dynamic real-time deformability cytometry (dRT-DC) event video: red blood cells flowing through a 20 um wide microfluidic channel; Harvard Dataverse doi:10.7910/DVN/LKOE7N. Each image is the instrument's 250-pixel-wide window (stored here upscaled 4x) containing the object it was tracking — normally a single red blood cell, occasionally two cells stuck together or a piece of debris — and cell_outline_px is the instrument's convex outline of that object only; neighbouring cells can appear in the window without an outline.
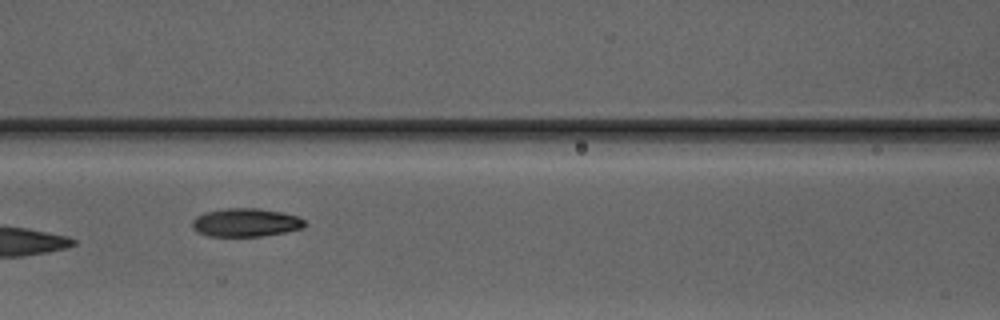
{"species": "Egyptian fruit bat (a non-hibernating species)", "species_latin": "Rousettus aegyptiacus", "temperature_condition": "warm", "stored_images_in_passage": 8, "camera_frame_rate_fps": 3000, "um_per_image_px": 0.085, "animal": {"sex": "male"}, "frame": {"image": 1, "passage_image": 6, "time_ms": 7.0, "image_size_px": [1000, 320], "cell_outline_px": [[308, 224], [304, 228], [284, 232], [260, 236], [208, 236], [192, 228], [192, 220], [196, 216], [204, 212], [228, 208], [260, 208], [280, 212], [296, 216], [304, 220]], "centroid_in_image_um": [20.89, 18.91], "position_along_channel_um": 145.7, "area_um2": 18.55}}
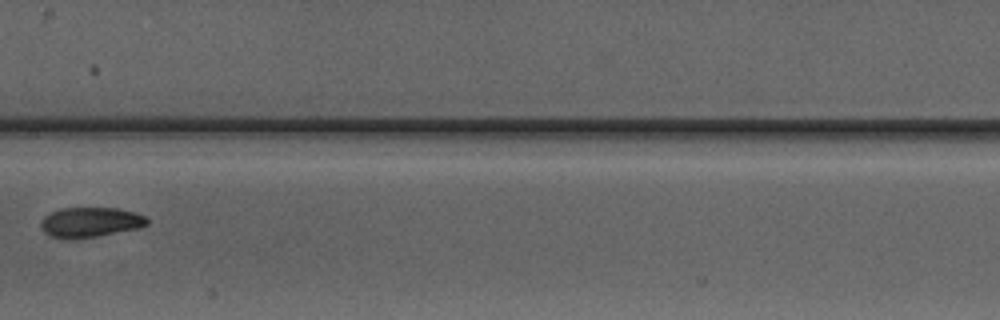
{"frame": {"image": 2, "passage_image": 7, "time_ms": 8.333, "image_size_px": [1000, 320], "cell_outline_px": [[148, 224], [140, 228], [96, 236], [68, 240], [52, 236], [44, 232], [40, 228], [40, 220], [44, 216], [60, 208], [116, 208], [136, 212], [144, 216], [148, 220]], "centroid_in_image_um": [7.65, 18.89], "position_along_channel_um": 199.7, "area_um2": 18.67}}
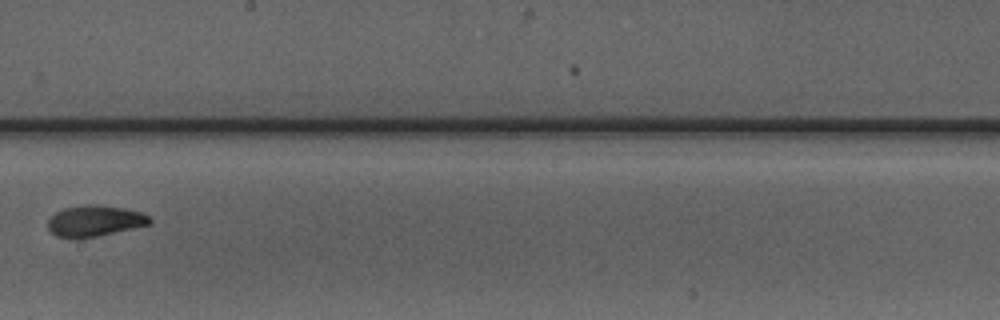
{"frame": {"image": 3, "passage_image": 8, "time_ms": 9.333, "image_size_px": [1000, 320], "cell_outline_px": [[152, 220], [148, 224], [132, 228], [96, 236], [56, 236], [48, 228], [48, 220], [56, 212], [64, 208], [84, 204], [96, 204], [124, 208], [140, 212], [148, 216]], "centroid_in_image_um": [8.05, 18.73], "position_along_channel_um": 240.2, "area_um2": 17.8}}